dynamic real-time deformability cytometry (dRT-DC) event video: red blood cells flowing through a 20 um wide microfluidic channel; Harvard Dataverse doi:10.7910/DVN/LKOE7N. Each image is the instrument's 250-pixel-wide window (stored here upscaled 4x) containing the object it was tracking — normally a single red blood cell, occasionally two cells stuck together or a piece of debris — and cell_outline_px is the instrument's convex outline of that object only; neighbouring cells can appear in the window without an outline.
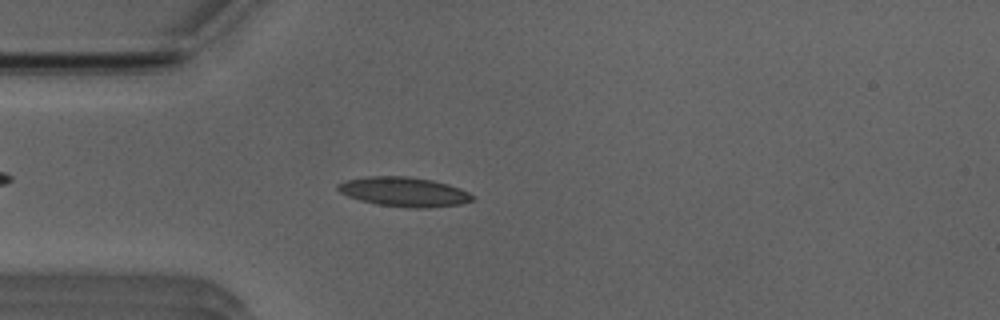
{"species": "Egyptian fruit bat (a non-hibernating species)", "species_latin": "Rousettus aegyptiacus", "temperature_condition": "room temperature", "stored_images_in_passage": 42, "camera_frame_rate_fps": 3000, "um_per_image_px": 0.085, "animal": {"sex": "male"}, "frame": {"image": 1, "passage_image": 10, "time_ms": 3.0, "image_size_px": [1000, 320], "cell_outline_px": [[476, 200], [460, 204], [428, 208], [408, 208], [376, 204], [360, 200], [348, 196], [340, 192], [336, 188], [336, 184], [348, 180], [368, 176], [408, 176], [432, 180], [448, 184], [460, 188], [476, 196]], "centroid_in_image_um": [34.38, 16.31], "position_along_channel_um": 50.6, "area_um2": 23.29}}
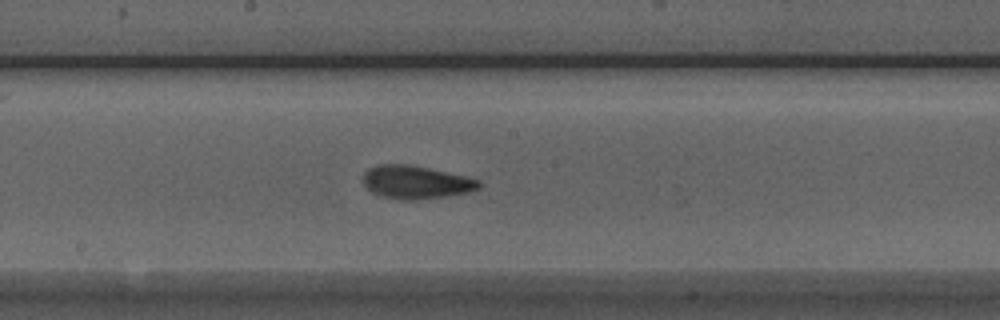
{"frame": {"image": 2, "passage_image": 23, "time_ms": 7.333, "image_size_px": [1000, 320], "cell_outline_px": [[484, 184], [480, 188], [468, 192], [448, 196], [416, 200], [404, 200], [384, 196], [372, 192], [364, 184], [364, 172], [368, 168], [376, 164], [408, 164], [428, 168], [464, 176], [480, 180]], "centroid_in_image_um": [35.38, 15.48], "position_along_channel_um": 212.8, "area_um2": 22.31}}
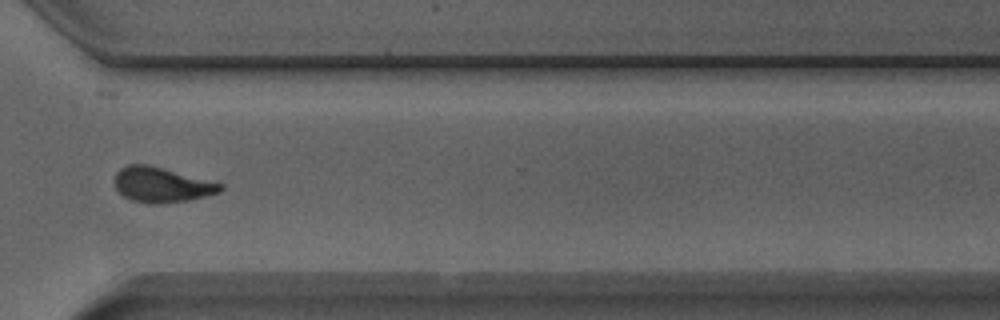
{"frame": {"image": 3, "passage_image": 34, "time_ms": 11.0, "image_size_px": [1000, 320], "cell_outline_px": [[224, 188], [220, 192], [188, 200], [160, 204], [148, 204], [132, 200], [124, 196], [116, 188], [116, 172], [120, 168], [128, 164], [148, 164], [224, 184]], "centroid_in_image_um": [13.75, 15.71], "position_along_channel_um": 356.9, "area_um2": 21.5}, "authors_computed_cell_mechanics": {"area_um2": 21.2704, "velocity_mm_per_s": 3.9302, "shape_relaxation_time_tau1_ms": 5.656, "shape_relaxation_time_tau2_ms": 2.0424, "deformation_change_tau1": 0.1666, "deformation_change_tau2": 0.0815}}